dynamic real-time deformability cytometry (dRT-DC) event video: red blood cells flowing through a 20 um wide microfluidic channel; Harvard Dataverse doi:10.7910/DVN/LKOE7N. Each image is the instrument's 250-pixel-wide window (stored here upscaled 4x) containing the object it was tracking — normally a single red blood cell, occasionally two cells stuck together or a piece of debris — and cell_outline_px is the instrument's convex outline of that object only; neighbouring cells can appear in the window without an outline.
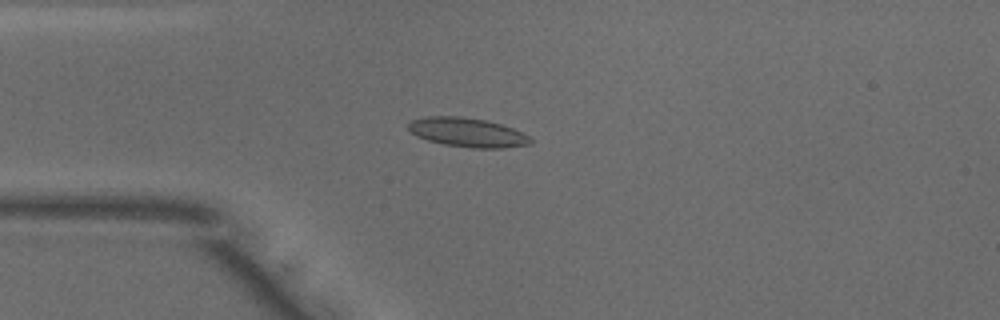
{"species": "common noctule bat (a hibernating species)", "species_latin": "Nyctalus noctula", "temperature_condition": "warm", "stored_images_in_passage": 23, "camera_frame_rate_fps": 3000, "um_per_image_px": 0.085, "animal": {"sex": "male", "body_mass_g": 18.8}, "frame": {"image": 1, "passage_image": 6, "time_ms": 1.667, "image_size_px": [1000, 320], "cell_outline_px": [[532, 140], [528, 144], [504, 148], [472, 148], [444, 144], [428, 140], [416, 136], [408, 128], [408, 124], [412, 120], [424, 116], [460, 116], [484, 120], [500, 124], [512, 128], [528, 136]], "centroid_in_image_um": [39.69, 11.25], "position_along_channel_um": 45.3, "area_um2": 20.52}}
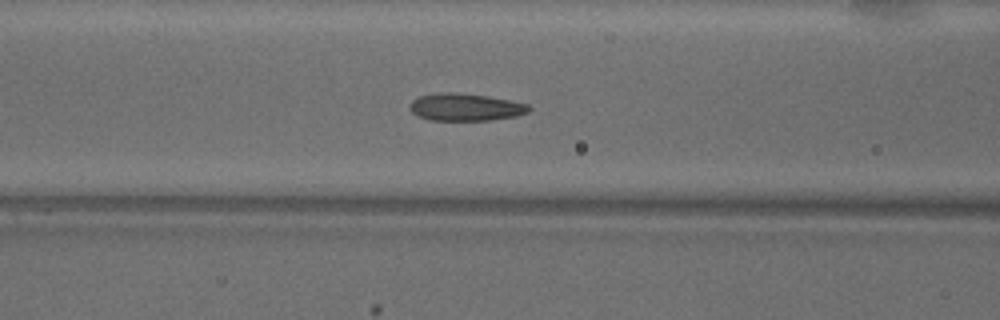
{"frame": {"image": 2, "passage_image": 13, "time_ms": 4.0, "image_size_px": [1000, 320], "cell_outline_px": [[532, 108], [528, 112], [516, 116], [492, 120], [428, 120], [416, 116], [408, 108], [412, 100], [416, 96], [444, 92], [452, 92], [488, 96], [528, 104]], "centroid_in_image_um": [39.52, 9.11], "position_along_channel_um": 127.1, "area_um2": 19.13}}
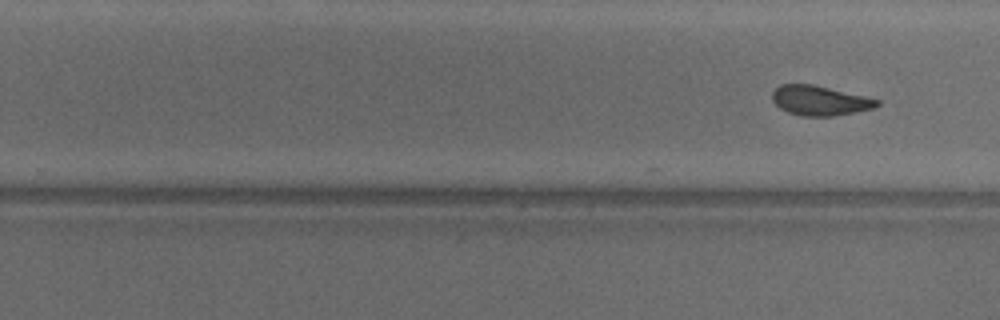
{"frame": {"image": 3, "passage_image": 23, "time_ms": 7.333, "image_size_px": [1000, 320], "cell_outline_px": [[880, 104], [872, 108], [856, 112], [832, 116], [800, 116], [788, 112], [780, 108], [772, 100], [772, 92], [780, 84], [812, 84], [868, 96], [880, 100]], "centroid_in_image_um": [69.69, 8.54], "position_along_channel_um": 260.1, "area_um2": 18.26}}